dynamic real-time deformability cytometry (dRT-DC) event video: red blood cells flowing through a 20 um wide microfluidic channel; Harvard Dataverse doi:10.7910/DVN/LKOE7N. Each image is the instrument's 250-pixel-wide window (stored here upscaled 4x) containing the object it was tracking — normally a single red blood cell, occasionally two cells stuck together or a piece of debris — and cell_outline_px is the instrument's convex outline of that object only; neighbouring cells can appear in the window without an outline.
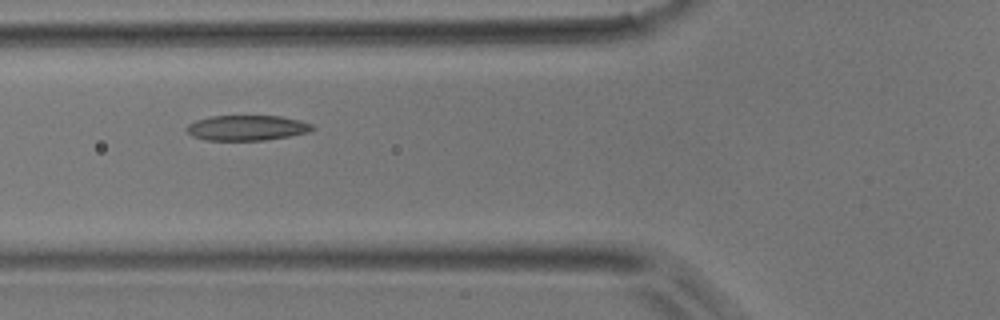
{"species": "common noctule bat (a hibernating species)", "species_latin": "Nyctalus noctula", "temperature_condition": "room temperature", "stored_images_in_passage": 15, "camera_frame_rate_fps": 3000, "um_per_image_px": 0.085, "animal": {"sex": "male", "body_mass_g": 17.9}, "frame": {"image": 1, "passage_image": 3, "time_ms": 0.667, "image_size_px": [1000, 320], "cell_outline_px": [[316, 128], [312, 132], [264, 140], [204, 140], [192, 136], [184, 128], [188, 124], [196, 120], [212, 116], [280, 116], [300, 120], [312, 124]], "centroid_in_image_um": [21.0, 10.87], "position_along_channel_um": 104.8, "area_um2": 18.61}}
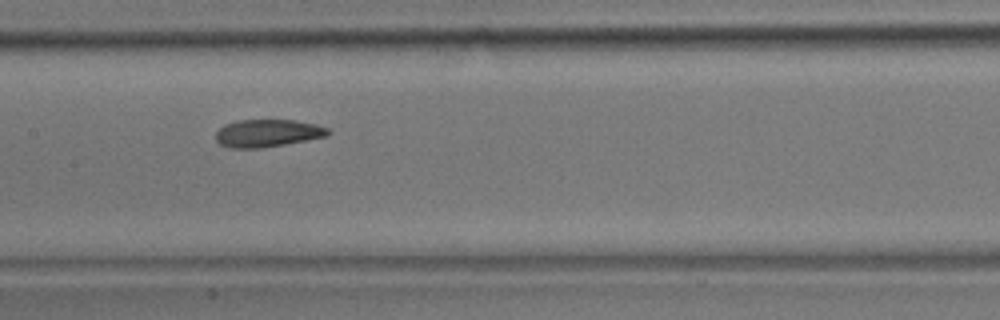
{"frame": {"image": 2, "passage_image": 9, "time_ms": 2.667, "image_size_px": [1000, 320], "cell_outline_px": [[332, 132], [328, 136], [284, 144], [260, 148], [228, 148], [220, 144], [216, 140], [216, 132], [224, 124], [236, 120], [292, 120], [316, 124], [328, 128]], "centroid_in_image_um": [22.73, 11.32], "position_along_channel_um": 184.7, "area_um2": 18.09}}